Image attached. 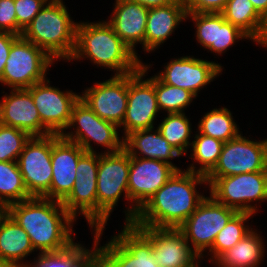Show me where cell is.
<instances>
[{"label": "cell", "instance_id": "1", "mask_svg": "<svg viewBox=\"0 0 267 267\" xmlns=\"http://www.w3.org/2000/svg\"><path fill=\"white\" fill-rule=\"evenodd\" d=\"M208 183L205 175L176 171L138 210L135 227L179 228L197 209L205 196L197 194V184Z\"/></svg>", "mask_w": 267, "mask_h": 267}, {"label": "cell", "instance_id": "2", "mask_svg": "<svg viewBox=\"0 0 267 267\" xmlns=\"http://www.w3.org/2000/svg\"><path fill=\"white\" fill-rule=\"evenodd\" d=\"M5 211L26 231L34 250L56 253L74 244L71 224L75 219L62 202L31 197L11 204Z\"/></svg>", "mask_w": 267, "mask_h": 267}, {"label": "cell", "instance_id": "3", "mask_svg": "<svg viewBox=\"0 0 267 267\" xmlns=\"http://www.w3.org/2000/svg\"><path fill=\"white\" fill-rule=\"evenodd\" d=\"M83 56L97 65L116 70L115 75L136 72L142 64L106 21L77 23L76 45L70 60Z\"/></svg>", "mask_w": 267, "mask_h": 267}, {"label": "cell", "instance_id": "4", "mask_svg": "<svg viewBox=\"0 0 267 267\" xmlns=\"http://www.w3.org/2000/svg\"><path fill=\"white\" fill-rule=\"evenodd\" d=\"M22 31L21 36L44 50L53 60H70L76 45V27L62 0H49Z\"/></svg>", "mask_w": 267, "mask_h": 267}, {"label": "cell", "instance_id": "5", "mask_svg": "<svg viewBox=\"0 0 267 267\" xmlns=\"http://www.w3.org/2000/svg\"><path fill=\"white\" fill-rule=\"evenodd\" d=\"M97 248L103 229L94 230L95 263L99 267H160L154 257L151 242L132 224Z\"/></svg>", "mask_w": 267, "mask_h": 267}, {"label": "cell", "instance_id": "6", "mask_svg": "<svg viewBox=\"0 0 267 267\" xmlns=\"http://www.w3.org/2000/svg\"><path fill=\"white\" fill-rule=\"evenodd\" d=\"M130 155L122 148L114 153L99 154L97 174V230L104 229L121 193L129 199Z\"/></svg>", "mask_w": 267, "mask_h": 267}, {"label": "cell", "instance_id": "7", "mask_svg": "<svg viewBox=\"0 0 267 267\" xmlns=\"http://www.w3.org/2000/svg\"><path fill=\"white\" fill-rule=\"evenodd\" d=\"M206 180L210 186V195L237 212L254 214L256 207L248 203L267 199V171L206 177Z\"/></svg>", "mask_w": 267, "mask_h": 267}, {"label": "cell", "instance_id": "8", "mask_svg": "<svg viewBox=\"0 0 267 267\" xmlns=\"http://www.w3.org/2000/svg\"><path fill=\"white\" fill-rule=\"evenodd\" d=\"M53 59L40 47L19 36L13 43L0 82L12 89H27L46 80Z\"/></svg>", "mask_w": 267, "mask_h": 267}, {"label": "cell", "instance_id": "9", "mask_svg": "<svg viewBox=\"0 0 267 267\" xmlns=\"http://www.w3.org/2000/svg\"><path fill=\"white\" fill-rule=\"evenodd\" d=\"M75 124L78 125L75 134L65 132L61 136L66 140L77 143L85 152H96L90 145L92 140L108 148L107 153H114L123 148V138L120 141L117 132L118 126L100 118L80 98L72 107L68 127L71 128Z\"/></svg>", "mask_w": 267, "mask_h": 267}, {"label": "cell", "instance_id": "10", "mask_svg": "<svg viewBox=\"0 0 267 267\" xmlns=\"http://www.w3.org/2000/svg\"><path fill=\"white\" fill-rule=\"evenodd\" d=\"M176 171L171 164L163 161L130 156L128 194L135 205L127 210L126 223L133 222L138 210Z\"/></svg>", "mask_w": 267, "mask_h": 267}, {"label": "cell", "instance_id": "11", "mask_svg": "<svg viewBox=\"0 0 267 267\" xmlns=\"http://www.w3.org/2000/svg\"><path fill=\"white\" fill-rule=\"evenodd\" d=\"M236 213V210L219 203L210 195V198L205 197L202 200L179 229L202 258V252L213 246L217 234Z\"/></svg>", "mask_w": 267, "mask_h": 267}, {"label": "cell", "instance_id": "12", "mask_svg": "<svg viewBox=\"0 0 267 267\" xmlns=\"http://www.w3.org/2000/svg\"><path fill=\"white\" fill-rule=\"evenodd\" d=\"M267 171V139L251 141L239 134L223 143L217 164L205 177H225Z\"/></svg>", "mask_w": 267, "mask_h": 267}, {"label": "cell", "instance_id": "13", "mask_svg": "<svg viewBox=\"0 0 267 267\" xmlns=\"http://www.w3.org/2000/svg\"><path fill=\"white\" fill-rule=\"evenodd\" d=\"M147 70L148 66L142 63L136 72L128 74V101L121 124L125 136L135 130L154 128L153 121L160 111L155 94V76L142 81Z\"/></svg>", "mask_w": 267, "mask_h": 267}, {"label": "cell", "instance_id": "14", "mask_svg": "<svg viewBox=\"0 0 267 267\" xmlns=\"http://www.w3.org/2000/svg\"><path fill=\"white\" fill-rule=\"evenodd\" d=\"M52 134L31 136L25 143L17 163L23 181L32 197H43L52 180Z\"/></svg>", "mask_w": 267, "mask_h": 267}, {"label": "cell", "instance_id": "15", "mask_svg": "<svg viewBox=\"0 0 267 267\" xmlns=\"http://www.w3.org/2000/svg\"><path fill=\"white\" fill-rule=\"evenodd\" d=\"M99 154L84 152L77 163L76 180L69 196L62 202L67 212L75 219L82 213L91 227L97 230V174Z\"/></svg>", "mask_w": 267, "mask_h": 267}, {"label": "cell", "instance_id": "16", "mask_svg": "<svg viewBox=\"0 0 267 267\" xmlns=\"http://www.w3.org/2000/svg\"><path fill=\"white\" fill-rule=\"evenodd\" d=\"M47 82V83H46ZM50 81L44 80L36 83L27 90L31 93L33 102L39 111L41 124L51 133H64L68 129L73 105L80 95L60 91L48 85Z\"/></svg>", "mask_w": 267, "mask_h": 267}, {"label": "cell", "instance_id": "17", "mask_svg": "<svg viewBox=\"0 0 267 267\" xmlns=\"http://www.w3.org/2000/svg\"><path fill=\"white\" fill-rule=\"evenodd\" d=\"M150 242L160 267H199L201 258L179 228L136 227Z\"/></svg>", "mask_w": 267, "mask_h": 267}, {"label": "cell", "instance_id": "18", "mask_svg": "<svg viewBox=\"0 0 267 267\" xmlns=\"http://www.w3.org/2000/svg\"><path fill=\"white\" fill-rule=\"evenodd\" d=\"M100 118L121 127L128 101V74L112 78L86 89L80 96Z\"/></svg>", "mask_w": 267, "mask_h": 267}, {"label": "cell", "instance_id": "19", "mask_svg": "<svg viewBox=\"0 0 267 267\" xmlns=\"http://www.w3.org/2000/svg\"><path fill=\"white\" fill-rule=\"evenodd\" d=\"M84 152L77 143L52 134V180L44 198L63 202L69 196L76 180L78 160Z\"/></svg>", "mask_w": 267, "mask_h": 267}, {"label": "cell", "instance_id": "20", "mask_svg": "<svg viewBox=\"0 0 267 267\" xmlns=\"http://www.w3.org/2000/svg\"><path fill=\"white\" fill-rule=\"evenodd\" d=\"M221 70L217 63L185 56L171 60L157 77L163 83L186 89L197 96L200 88L210 83Z\"/></svg>", "mask_w": 267, "mask_h": 267}, {"label": "cell", "instance_id": "21", "mask_svg": "<svg viewBox=\"0 0 267 267\" xmlns=\"http://www.w3.org/2000/svg\"><path fill=\"white\" fill-rule=\"evenodd\" d=\"M0 124L26 131L30 136L51 133L41 124L31 93L27 89H12L0 102ZM43 129V130H42Z\"/></svg>", "mask_w": 267, "mask_h": 267}, {"label": "cell", "instance_id": "22", "mask_svg": "<svg viewBox=\"0 0 267 267\" xmlns=\"http://www.w3.org/2000/svg\"><path fill=\"white\" fill-rule=\"evenodd\" d=\"M195 21L198 42L215 53H222L234 44L236 39L249 38L238 27L226 21L222 13H193L187 12Z\"/></svg>", "mask_w": 267, "mask_h": 267}, {"label": "cell", "instance_id": "23", "mask_svg": "<svg viewBox=\"0 0 267 267\" xmlns=\"http://www.w3.org/2000/svg\"><path fill=\"white\" fill-rule=\"evenodd\" d=\"M149 8L128 0H116L112 19L107 23L122 41L135 53V44L145 49V32Z\"/></svg>", "mask_w": 267, "mask_h": 267}, {"label": "cell", "instance_id": "24", "mask_svg": "<svg viewBox=\"0 0 267 267\" xmlns=\"http://www.w3.org/2000/svg\"><path fill=\"white\" fill-rule=\"evenodd\" d=\"M186 8L183 0L165 6L149 8L145 32V50L150 52L160 46L174 31L179 22L185 20Z\"/></svg>", "mask_w": 267, "mask_h": 267}, {"label": "cell", "instance_id": "25", "mask_svg": "<svg viewBox=\"0 0 267 267\" xmlns=\"http://www.w3.org/2000/svg\"><path fill=\"white\" fill-rule=\"evenodd\" d=\"M153 129L135 130L127 134L126 137H122L123 148L130 156H138L137 149L140 151L139 154H144L141 158L163 161L171 164L177 171H180L179 168L168 160L176 156L179 157L181 154L168 143L158 129L152 134Z\"/></svg>", "mask_w": 267, "mask_h": 267}, {"label": "cell", "instance_id": "26", "mask_svg": "<svg viewBox=\"0 0 267 267\" xmlns=\"http://www.w3.org/2000/svg\"><path fill=\"white\" fill-rule=\"evenodd\" d=\"M32 251L34 248L26 231L5 210H2L0 213V259L16 267H27L28 264L20 262Z\"/></svg>", "mask_w": 267, "mask_h": 267}, {"label": "cell", "instance_id": "27", "mask_svg": "<svg viewBox=\"0 0 267 267\" xmlns=\"http://www.w3.org/2000/svg\"><path fill=\"white\" fill-rule=\"evenodd\" d=\"M264 253L260 235L254 230L248 232L232 248L224 252L214 263L219 267H258Z\"/></svg>", "mask_w": 267, "mask_h": 267}, {"label": "cell", "instance_id": "28", "mask_svg": "<svg viewBox=\"0 0 267 267\" xmlns=\"http://www.w3.org/2000/svg\"><path fill=\"white\" fill-rule=\"evenodd\" d=\"M222 14L226 21L238 27L249 39L256 41L260 36L264 18L250 0H228Z\"/></svg>", "mask_w": 267, "mask_h": 267}, {"label": "cell", "instance_id": "29", "mask_svg": "<svg viewBox=\"0 0 267 267\" xmlns=\"http://www.w3.org/2000/svg\"><path fill=\"white\" fill-rule=\"evenodd\" d=\"M31 197L18 163L14 161L0 162V208L5 210L11 204Z\"/></svg>", "mask_w": 267, "mask_h": 267}, {"label": "cell", "instance_id": "30", "mask_svg": "<svg viewBox=\"0 0 267 267\" xmlns=\"http://www.w3.org/2000/svg\"><path fill=\"white\" fill-rule=\"evenodd\" d=\"M92 251L74 243L61 252L40 253L31 267H92L95 263V251Z\"/></svg>", "mask_w": 267, "mask_h": 267}, {"label": "cell", "instance_id": "31", "mask_svg": "<svg viewBox=\"0 0 267 267\" xmlns=\"http://www.w3.org/2000/svg\"><path fill=\"white\" fill-rule=\"evenodd\" d=\"M238 129L230 110L228 111L224 107L206 113L198 125L199 133L218 139L223 143L236 138L239 135Z\"/></svg>", "mask_w": 267, "mask_h": 267}, {"label": "cell", "instance_id": "32", "mask_svg": "<svg viewBox=\"0 0 267 267\" xmlns=\"http://www.w3.org/2000/svg\"><path fill=\"white\" fill-rule=\"evenodd\" d=\"M252 215L246 212H237L217 234L213 246L208 249L209 252L213 253L211 259L213 262L251 231L249 228H246L244 222ZM213 257L215 258L214 260Z\"/></svg>", "mask_w": 267, "mask_h": 267}, {"label": "cell", "instance_id": "33", "mask_svg": "<svg viewBox=\"0 0 267 267\" xmlns=\"http://www.w3.org/2000/svg\"><path fill=\"white\" fill-rule=\"evenodd\" d=\"M195 138L196 139L191 143V147L193 148V155L191 157H193L201 167L195 170L192 164L187 171L197 172L206 176L217 164L223 142L201 133L196 134Z\"/></svg>", "mask_w": 267, "mask_h": 267}, {"label": "cell", "instance_id": "34", "mask_svg": "<svg viewBox=\"0 0 267 267\" xmlns=\"http://www.w3.org/2000/svg\"><path fill=\"white\" fill-rule=\"evenodd\" d=\"M191 124L184 113L168 114L157 128L160 134L173 146L181 155L187 152L189 137L191 135Z\"/></svg>", "mask_w": 267, "mask_h": 267}, {"label": "cell", "instance_id": "35", "mask_svg": "<svg viewBox=\"0 0 267 267\" xmlns=\"http://www.w3.org/2000/svg\"><path fill=\"white\" fill-rule=\"evenodd\" d=\"M155 94L159 110H166L168 114L183 113L192 99L196 96L190 91L163 83L155 75Z\"/></svg>", "mask_w": 267, "mask_h": 267}, {"label": "cell", "instance_id": "36", "mask_svg": "<svg viewBox=\"0 0 267 267\" xmlns=\"http://www.w3.org/2000/svg\"><path fill=\"white\" fill-rule=\"evenodd\" d=\"M30 137L24 130L0 124V162H17Z\"/></svg>", "mask_w": 267, "mask_h": 267}, {"label": "cell", "instance_id": "37", "mask_svg": "<svg viewBox=\"0 0 267 267\" xmlns=\"http://www.w3.org/2000/svg\"><path fill=\"white\" fill-rule=\"evenodd\" d=\"M48 0H14L17 35L21 36L22 31L39 13L41 8L47 4Z\"/></svg>", "mask_w": 267, "mask_h": 267}, {"label": "cell", "instance_id": "38", "mask_svg": "<svg viewBox=\"0 0 267 267\" xmlns=\"http://www.w3.org/2000/svg\"><path fill=\"white\" fill-rule=\"evenodd\" d=\"M0 32H8L17 35L14 0H0Z\"/></svg>", "mask_w": 267, "mask_h": 267}, {"label": "cell", "instance_id": "39", "mask_svg": "<svg viewBox=\"0 0 267 267\" xmlns=\"http://www.w3.org/2000/svg\"><path fill=\"white\" fill-rule=\"evenodd\" d=\"M228 0H183L186 12L222 13Z\"/></svg>", "mask_w": 267, "mask_h": 267}, {"label": "cell", "instance_id": "40", "mask_svg": "<svg viewBox=\"0 0 267 267\" xmlns=\"http://www.w3.org/2000/svg\"><path fill=\"white\" fill-rule=\"evenodd\" d=\"M19 37L8 32H0V79L2 78L4 67L7 59L9 58V52L12 43Z\"/></svg>", "mask_w": 267, "mask_h": 267}, {"label": "cell", "instance_id": "41", "mask_svg": "<svg viewBox=\"0 0 267 267\" xmlns=\"http://www.w3.org/2000/svg\"><path fill=\"white\" fill-rule=\"evenodd\" d=\"M128 1L137 2L145 6L146 8H154L171 4L177 0H128Z\"/></svg>", "mask_w": 267, "mask_h": 267}, {"label": "cell", "instance_id": "42", "mask_svg": "<svg viewBox=\"0 0 267 267\" xmlns=\"http://www.w3.org/2000/svg\"><path fill=\"white\" fill-rule=\"evenodd\" d=\"M256 11L264 18L267 15V0H250Z\"/></svg>", "mask_w": 267, "mask_h": 267}, {"label": "cell", "instance_id": "43", "mask_svg": "<svg viewBox=\"0 0 267 267\" xmlns=\"http://www.w3.org/2000/svg\"><path fill=\"white\" fill-rule=\"evenodd\" d=\"M255 42L261 44V46L263 45L264 47H267V15L264 17L260 36Z\"/></svg>", "mask_w": 267, "mask_h": 267}, {"label": "cell", "instance_id": "44", "mask_svg": "<svg viewBox=\"0 0 267 267\" xmlns=\"http://www.w3.org/2000/svg\"><path fill=\"white\" fill-rule=\"evenodd\" d=\"M0 267H16V266L8 261L0 259Z\"/></svg>", "mask_w": 267, "mask_h": 267}, {"label": "cell", "instance_id": "45", "mask_svg": "<svg viewBox=\"0 0 267 267\" xmlns=\"http://www.w3.org/2000/svg\"><path fill=\"white\" fill-rule=\"evenodd\" d=\"M92 267H99L96 263H94L93 265H92Z\"/></svg>", "mask_w": 267, "mask_h": 267}]
</instances>
